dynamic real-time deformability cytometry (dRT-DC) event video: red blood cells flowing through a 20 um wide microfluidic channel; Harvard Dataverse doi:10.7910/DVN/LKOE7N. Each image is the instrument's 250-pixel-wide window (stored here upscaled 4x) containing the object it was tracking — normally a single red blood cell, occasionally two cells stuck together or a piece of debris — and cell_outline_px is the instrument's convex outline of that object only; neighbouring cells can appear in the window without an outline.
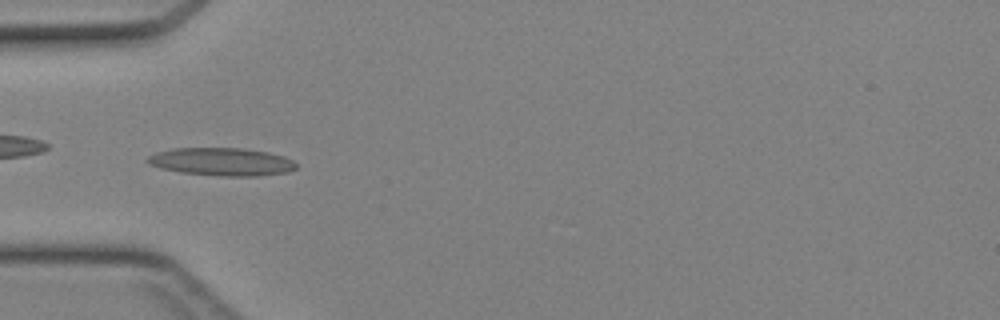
{"species": "Egyptian fruit bat (a non-hibernating species)", "species_latin": "Rousettus aegyptiacus", "temperature_condition": "cold", "stored_images_in_passage": 39, "camera_frame_rate_fps": 3000, "um_per_image_px": 0.085, "animal": {"sex": "female"}, "frame": {"image": 1, "passage_image": 9, "time_ms": 2.667, "image_size_px": [1000, 320], "cell_outline_px": [[296, 168], [288, 172], [256, 176], [220, 176], [180, 172], [160, 168], [148, 164], [144, 160], [148, 156], [156, 152], [172, 148], [240, 148], [268, 152], [284, 156], [292, 160], [296, 164]], "centroid_in_image_um": [18.8, 13.75], "position_along_channel_um": 66.2, "area_um2": 24.28}}
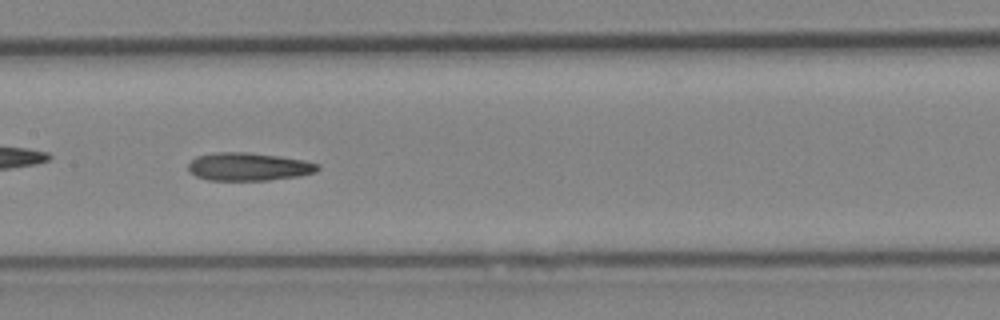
{"frame": {"image": 2, "passage_image": 17, "time_ms": 5.333, "image_size_px": [1000, 320], "cell_outline_px": [[320, 168], [316, 172], [296, 176], [268, 180], [208, 180], [196, 176], [188, 172], [188, 164], [196, 156], [212, 152], [248, 152], [280, 156], [304, 160], [320, 164]], "centroid_in_image_um": [21.11, 14.16], "position_along_channel_um": 186.3, "area_um2": 21.27}}
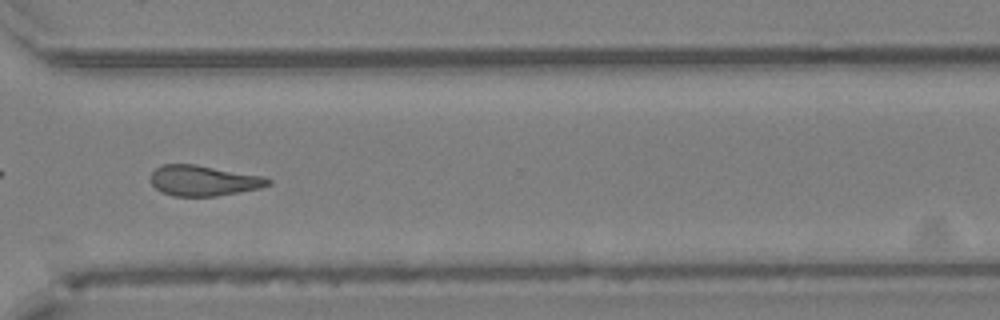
{"frame": {"image": 3, "passage_image": 28, "time_ms": 9.0, "image_size_px": [1000, 320], "cell_outline_px": [[272, 184], [260, 188], [240, 192], [216, 196], [172, 196], [160, 192], [152, 184], [152, 172], [156, 168], [164, 164], [196, 164], [264, 176], [272, 180]], "centroid_in_image_um": [17.33, 15.35], "position_along_channel_um": 353.3, "area_um2": 20.98}}